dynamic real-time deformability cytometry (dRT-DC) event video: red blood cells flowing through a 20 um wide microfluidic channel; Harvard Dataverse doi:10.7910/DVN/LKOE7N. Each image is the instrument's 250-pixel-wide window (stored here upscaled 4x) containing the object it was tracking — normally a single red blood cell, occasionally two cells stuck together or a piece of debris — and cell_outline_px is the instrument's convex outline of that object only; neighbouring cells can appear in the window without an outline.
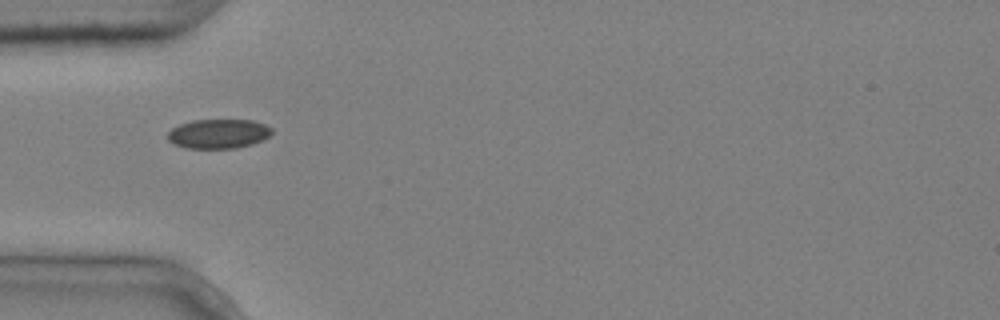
{"species": "common noctule bat (a hibernating species)", "species_latin": "Nyctalus noctula", "temperature_condition": "cold", "stored_images_in_passage": 8, "camera_frame_rate_fps": 3000, "um_per_image_px": 0.085, "animal": {"sex": "male", "body_mass_g": 20.4}, "frame": {"image": 1, "passage_image": 5, "time_ms": 1.333, "image_size_px": [1000, 320], "cell_outline_px": [[272, 132], [268, 136], [252, 144], [236, 148], [184, 148], [172, 144], [168, 140], [168, 132], [172, 128], [180, 124], [192, 120], [252, 120], [264, 124], [272, 128]], "centroid_in_image_um": [18.53, 11.37], "position_along_channel_um": 66.5, "area_um2": 17.8}}